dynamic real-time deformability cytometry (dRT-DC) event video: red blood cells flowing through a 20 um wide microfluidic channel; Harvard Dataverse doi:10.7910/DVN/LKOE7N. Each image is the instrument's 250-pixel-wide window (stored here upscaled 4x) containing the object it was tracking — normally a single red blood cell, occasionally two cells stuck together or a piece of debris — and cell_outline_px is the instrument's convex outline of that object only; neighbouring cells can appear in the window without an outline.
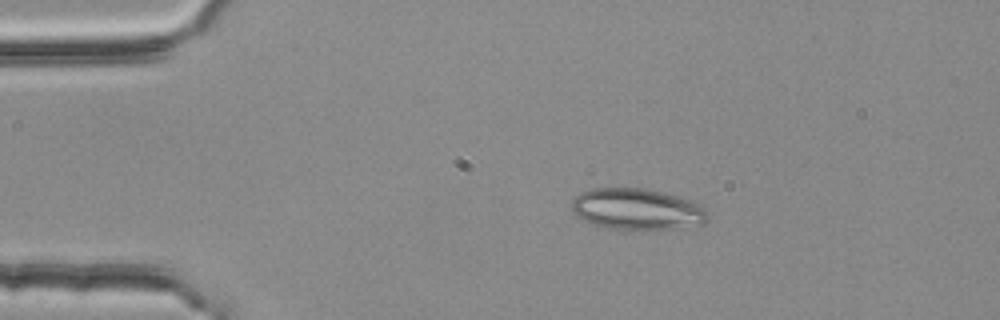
{"species": "common noctule bat (a hibernating species)", "species_latin": "Nyctalus noctula", "temperature_condition": "room temperature", "stored_images_in_passage": 2, "camera_frame_rate_fps": 3000, "um_per_image_px": 0.085, "animal": {"sex": "female", "body_mass_g": 25.1}, "frame": {"image": 1, "passage_image": 1, "time_ms": 0.0, "image_size_px": [1000, 320], "cell_outline_px": [[708, 220], [704, 224], [644, 232], [640, 232], [608, 228], [596, 224], [576, 216], [572, 208], [572, 200], [580, 192], [596, 188], [644, 188], [692, 200], [704, 204], [708, 212]], "centroid_in_image_um": [54.21, 17.81], "position_along_channel_um": 30.8, "area_um2": 33.35}}